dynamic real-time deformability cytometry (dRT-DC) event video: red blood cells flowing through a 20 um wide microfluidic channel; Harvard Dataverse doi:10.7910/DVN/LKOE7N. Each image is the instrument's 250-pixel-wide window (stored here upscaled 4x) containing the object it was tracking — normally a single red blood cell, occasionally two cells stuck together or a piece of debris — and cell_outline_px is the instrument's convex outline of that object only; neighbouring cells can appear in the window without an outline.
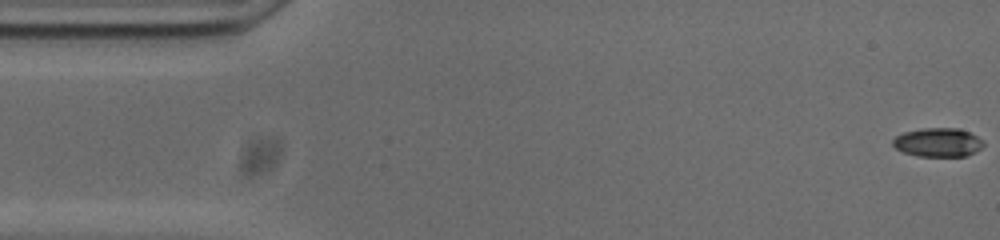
{"species": "common noctule bat (a hibernating species)", "species_latin": "Nyctalus noctula", "temperature_condition": "cold", "stored_images_in_passage": 54, "camera_frame_rate_fps": 3000, "um_per_image_px": 0.085, "animal": {"sex": "male", "body_mass_g": 20.0, "forearm_length_mm": 53.3}, "frame": {"image": 1, "passage_image": 1, "time_ms": 0.0, "image_size_px": [1000, 240], "cell_outline_px": [[984, 144], [976, 152], [964, 156], [916, 156], [904, 152], [896, 148], [892, 144], [892, 140], [896, 136], [904, 132], [924, 128], [960, 128], [984, 140]], "centroid_in_image_um": [79.73, 12.1], "position_along_channel_um": 5.3, "area_um2": 15.2}}
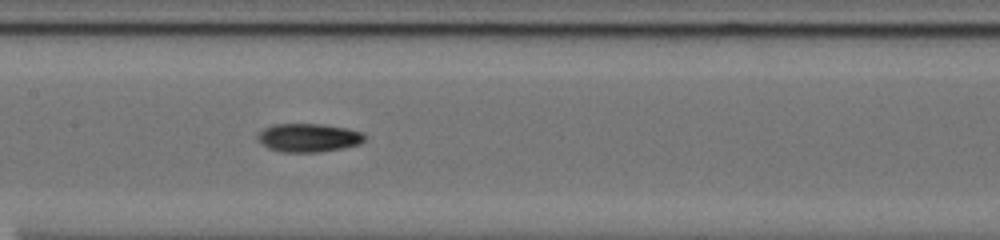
{"frame": {"image": 2, "passage_image": 25, "time_ms": 8.0, "image_size_px": [1000, 240], "cell_outline_px": [[364, 140], [360, 144], [320, 152], [280, 152], [268, 148], [256, 136], [264, 128], [272, 124], [324, 124], [348, 128], [364, 132]], "centroid_in_image_um": [26.24, 11.7], "position_along_channel_um": 181.2, "area_um2": 17.74}}
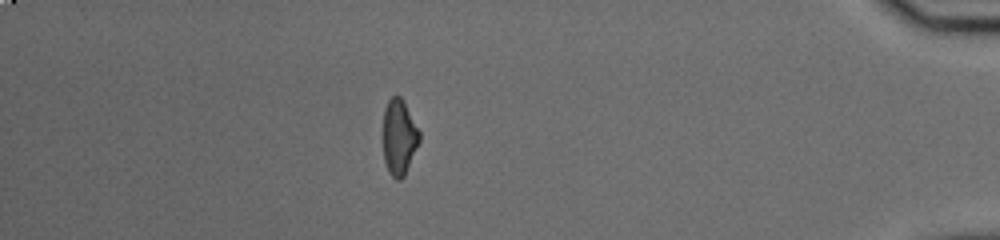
{"frame": {"image": 3, "passage_image": 47, "time_ms": 15.333, "image_size_px": [1000, 240], "cell_outline_px": [[420, 140], [404, 176], [400, 180], [396, 180], [388, 172], [384, 160], [384, 108], [388, 100], [392, 96], [400, 96], [420, 132]], "centroid_in_image_um": [33.92, 11.68], "position_along_channel_um": 401.3, "area_um2": 15.72}, "authors_computed_cell_mechanics": {"area_um2": 16.6753, "velocity_mm_per_s": 3.7436, "shape_relaxation_time_tau1_ms": 7.243, "shape_relaxation_time_tau2_ms": 3.6849, "deformation_change_tau1": 0.1993, "deformation_change_tau2": 0.0855}}